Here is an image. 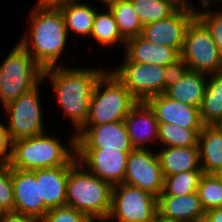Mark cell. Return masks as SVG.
I'll use <instances>...</instances> for the list:
<instances>
[{"label": "cell", "instance_id": "cell-1", "mask_svg": "<svg viewBox=\"0 0 222 222\" xmlns=\"http://www.w3.org/2000/svg\"><path fill=\"white\" fill-rule=\"evenodd\" d=\"M106 71L103 67L69 68L60 65L44 69L43 83L48 80L56 100L68 118L76 134L85 124L89 115L90 100L100 76ZM46 79V80H45Z\"/></svg>", "mask_w": 222, "mask_h": 222}, {"label": "cell", "instance_id": "cell-2", "mask_svg": "<svg viewBox=\"0 0 222 222\" xmlns=\"http://www.w3.org/2000/svg\"><path fill=\"white\" fill-rule=\"evenodd\" d=\"M29 15V27L18 43L43 69L62 65L69 36L60 8L35 2Z\"/></svg>", "mask_w": 222, "mask_h": 222}, {"label": "cell", "instance_id": "cell-3", "mask_svg": "<svg viewBox=\"0 0 222 222\" xmlns=\"http://www.w3.org/2000/svg\"><path fill=\"white\" fill-rule=\"evenodd\" d=\"M68 142L63 144L57 136L48 134L47 131L34 137L14 140L9 165L11 168L27 171L70 166L76 160L74 132Z\"/></svg>", "mask_w": 222, "mask_h": 222}, {"label": "cell", "instance_id": "cell-4", "mask_svg": "<svg viewBox=\"0 0 222 222\" xmlns=\"http://www.w3.org/2000/svg\"><path fill=\"white\" fill-rule=\"evenodd\" d=\"M113 186L90 173L76 159L69 166L66 205L95 222H105L111 210Z\"/></svg>", "mask_w": 222, "mask_h": 222}, {"label": "cell", "instance_id": "cell-5", "mask_svg": "<svg viewBox=\"0 0 222 222\" xmlns=\"http://www.w3.org/2000/svg\"><path fill=\"white\" fill-rule=\"evenodd\" d=\"M97 81L84 126H96L124 120L139 102L109 69Z\"/></svg>", "mask_w": 222, "mask_h": 222}, {"label": "cell", "instance_id": "cell-6", "mask_svg": "<svg viewBox=\"0 0 222 222\" xmlns=\"http://www.w3.org/2000/svg\"><path fill=\"white\" fill-rule=\"evenodd\" d=\"M0 64V103L4 108L43 82L44 69L17 42Z\"/></svg>", "mask_w": 222, "mask_h": 222}, {"label": "cell", "instance_id": "cell-7", "mask_svg": "<svg viewBox=\"0 0 222 222\" xmlns=\"http://www.w3.org/2000/svg\"><path fill=\"white\" fill-rule=\"evenodd\" d=\"M180 57L189 70L207 75L222 72V53L209 30L197 17L187 27Z\"/></svg>", "mask_w": 222, "mask_h": 222}, {"label": "cell", "instance_id": "cell-8", "mask_svg": "<svg viewBox=\"0 0 222 222\" xmlns=\"http://www.w3.org/2000/svg\"><path fill=\"white\" fill-rule=\"evenodd\" d=\"M40 85L42 86L43 83L41 82L2 108L8 119L6 127L12 141L34 137L46 132L47 127L43 117L45 114H43L44 110L40 99Z\"/></svg>", "mask_w": 222, "mask_h": 222}, {"label": "cell", "instance_id": "cell-9", "mask_svg": "<svg viewBox=\"0 0 222 222\" xmlns=\"http://www.w3.org/2000/svg\"><path fill=\"white\" fill-rule=\"evenodd\" d=\"M157 214V197L149 191L125 183L113 186L107 222H150Z\"/></svg>", "mask_w": 222, "mask_h": 222}, {"label": "cell", "instance_id": "cell-10", "mask_svg": "<svg viewBox=\"0 0 222 222\" xmlns=\"http://www.w3.org/2000/svg\"><path fill=\"white\" fill-rule=\"evenodd\" d=\"M111 71L139 102L163 93L164 66L132 62L124 55Z\"/></svg>", "mask_w": 222, "mask_h": 222}, {"label": "cell", "instance_id": "cell-11", "mask_svg": "<svg viewBox=\"0 0 222 222\" xmlns=\"http://www.w3.org/2000/svg\"><path fill=\"white\" fill-rule=\"evenodd\" d=\"M124 183L158 197L164 189V177L157 150L134 148L128 155Z\"/></svg>", "mask_w": 222, "mask_h": 222}, {"label": "cell", "instance_id": "cell-12", "mask_svg": "<svg viewBox=\"0 0 222 222\" xmlns=\"http://www.w3.org/2000/svg\"><path fill=\"white\" fill-rule=\"evenodd\" d=\"M195 17L196 8H179L166 19L143 25L140 36L154 44L172 47L180 54L187 27Z\"/></svg>", "mask_w": 222, "mask_h": 222}, {"label": "cell", "instance_id": "cell-13", "mask_svg": "<svg viewBox=\"0 0 222 222\" xmlns=\"http://www.w3.org/2000/svg\"><path fill=\"white\" fill-rule=\"evenodd\" d=\"M129 153L111 149H76V159L90 173L114 186L124 183Z\"/></svg>", "mask_w": 222, "mask_h": 222}, {"label": "cell", "instance_id": "cell-14", "mask_svg": "<svg viewBox=\"0 0 222 222\" xmlns=\"http://www.w3.org/2000/svg\"><path fill=\"white\" fill-rule=\"evenodd\" d=\"M76 149H111L131 152L129 134L124 121L96 126H83L76 133Z\"/></svg>", "mask_w": 222, "mask_h": 222}, {"label": "cell", "instance_id": "cell-15", "mask_svg": "<svg viewBox=\"0 0 222 222\" xmlns=\"http://www.w3.org/2000/svg\"><path fill=\"white\" fill-rule=\"evenodd\" d=\"M11 176L14 191V212L32 216L40 221L49 210L40 198L36 170L27 171L12 168Z\"/></svg>", "mask_w": 222, "mask_h": 222}, {"label": "cell", "instance_id": "cell-16", "mask_svg": "<svg viewBox=\"0 0 222 222\" xmlns=\"http://www.w3.org/2000/svg\"><path fill=\"white\" fill-rule=\"evenodd\" d=\"M145 103L154 112L159 124L169 123L193 130L203 127L198 107L173 100L164 93L148 98Z\"/></svg>", "mask_w": 222, "mask_h": 222}, {"label": "cell", "instance_id": "cell-17", "mask_svg": "<svg viewBox=\"0 0 222 222\" xmlns=\"http://www.w3.org/2000/svg\"><path fill=\"white\" fill-rule=\"evenodd\" d=\"M123 121L133 148L146 149L149 147L147 143L152 141L158 145L159 123L145 102H138Z\"/></svg>", "mask_w": 222, "mask_h": 222}, {"label": "cell", "instance_id": "cell-18", "mask_svg": "<svg viewBox=\"0 0 222 222\" xmlns=\"http://www.w3.org/2000/svg\"><path fill=\"white\" fill-rule=\"evenodd\" d=\"M158 214L174 222H203L205 210L198 192L185 196H158Z\"/></svg>", "mask_w": 222, "mask_h": 222}, {"label": "cell", "instance_id": "cell-19", "mask_svg": "<svg viewBox=\"0 0 222 222\" xmlns=\"http://www.w3.org/2000/svg\"><path fill=\"white\" fill-rule=\"evenodd\" d=\"M68 175L69 166L36 170L40 198L48 210L66 205Z\"/></svg>", "mask_w": 222, "mask_h": 222}, {"label": "cell", "instance_id": "cell-20", "mask_svg": "<svg viewBox=\"0 0 222 222\" xmlns=\"http://www.w3.org/2000/svg\"><path fill=\"white\" fill-rule=\"evenodd\" d=\"M124 55L132 62L167 66L180 57L172 47L154 44L140 35L127 39Z\"/></svg>", "mask_w": 222, "mask_h": 222}, {"label": "cell", "instance_id": "cell-21", "mask_svg": "<svg viewBox=\"0 0 222 222\" xmlns=\"http://www.w3.org/2000/svg\"><path fill=\"white\" fill-rule=\"evenodd\" d=\"M157 151L163 177L187 171H202L198 146L161 147Z\"/></svg>", "mask_w": 222, "mask_h": 222}, {"label": "cell", "instance_id": "cell-22", "mask_svg": "<svg viewBox=\"0 0 222 222\" xmlns=\"http://www.w3.org/2000/svg\"><path fill=\"white\" fill-rule=\"evenodd\" d=\"M57 6L63 14L68 35L73 32L80 39L81 37L82 39H89L93 28V20L99 8L97 9L80 0L64 1L57 4Z\"/></svg>", "mask_w": 222, "mask_h": 222}, {"label": "cell", "instance_id": "cell-23", "mask_svg": "<svg viewBox=\"0 0 222 222\" xmlns=\"http://www.w3.org/2000/svg\"><path fill=\"white\" fill-rule=\"evenodd\" d=\"M207 78V74L188 69L179 81L165 90L164 94L173 100L200 109L205 94Z\"/></svg>", "mask_w": 222, "mask_h": 222}, {"label": "cell", "instance_id": "cell-24", "mask_svg": "<svg viewBox=\"0 0 222 222\" xmlns=\"http://www.w3.org/2000/svg\"><path fill=\"white\" fill-rule=\"evenodd\" d=\"M198 148L203 173L215 174L222 168V133L214 125H203L198 137Z\"/></svg>", "mask_w": 222, "mask_h": 222}, {"label": "cell", "instance_id": "cell-25", "mask_svg": "<svg viewBox=\"0 0 222 222\" xmlns=\"http://www.w3.org/2000/svg\"><path fill=\"white\" fill-rule=\"evenodd\" d=\"M199 111L203 125H214L222 118V72L208 75Z\"/></svg>", "mask_w": 222, "mask_h": 222}, {"label": "cell", "instance_id": "cell-26", "mask_svg": "<svg viewBox=\"0 0 222 222\" xmlns=\"http://www.w3.org/2000/svg\"><path fill=\"white\" fill-rule=\"evenodd\" d=\"M105 7L106 12L96 11L90 39L105 49L117 44L125 47L126 40L119 32L113 13L107 6Z\"/></svg>", "mask_w": 222, "mask_h": 222}, {"label": "cell", "instance_id": "cell-27", "mask_svg": "<svg viewBox=\"0 0 222 222\" xmlns=\"http://www.w3.org/2000/svg\"><path fill=\"white\" fill-rule=\"evenodd\" d=\"M105 5L112 11L119 32L125 40L141 34L143 25L130 0H111Z\"/></svg>", "mask_w": 222, "mask_h": 222}, {"label": "cell", "instance_id": "cell-28", "mask_svg": "<svg viewBox=\"0 0 222 222\" xmlns=\"http://www.w3.org/2000/svg\"><path fill=\"white\" fill-rule=\"evenodd\" d=\"M201 130L186 129L177 125L163 123L158 125V146L191 147L198 146Z\"/></svg>", "mask_w": 222, "mask_h": 222}, {"label": "cell", "instance_id": "cell-29", "mask_svg": "<svg viewBox=\"0 0 222 222\" xmlns=\"http://www.w3.org/2000/svg\"><path fill=\"white\" fill-rule=\"evenodd\" d=\"M142 25L163 20L174 14L179 7L170 0H130Z\"/></svg>", "mask_w": 222, "mask_h": 222}, {"label": "cell", "instance_id": "cell-30", "mask_svg": "<svg viewBox=\"0 0 222 222\" xmlns=\"http://www.w3.org/2000/svg\"><path fill=\"white\" fill-rule=\"evenodd\" d=\"M202 171H187L164 178V189L159 196H185L197 192Z\"/></svg>", "mask_w": 222, "mask_h": 222}, {"label": "cell", "instance_id": "cell-31", "mask_svg": "<svg viewBox=\"0 0 222 222\" xmlns=\"http://www.w3.org/2000/svg\"><path fill=\"white\" fill-rule=\"evenodd\" d=\"M197 192L205 212L222 207V182L214 174H202Z\"/></svg>", "mask_w": 222, "mask_h": 222}, {"label": "cell", "instance_id": "cell-32", "mask_svg": "<svg viewBox=\"0 0 222 222\" xmlns=\"http://www.w3.org/2000/svg\"><path fill=\"white\" fill-rule=\"evenodd\" d=\"M199 6L202 9L199 10V8L196 7V17L209 30L212 38L222 53V9H220V11L219 9L211 10L212 3H202L199 4ZM208 7L210 9H208Z\"/></svg>", "mask_w": 222, "mask_h": 222}, {"label": "cell", "instance_id": "cell-33", "mask_svg": "<svg viewBox=\"0 0 222 222\" xmlns=\"http://www.w3.org/2000/svg\"><path fill=\"white\" fill-rule=\"evenodd\" d=\"M12 168L7 163H0V206L8 211H14V191L11 176Z\"/></svg>", "mask_w": 222, "mask_h": 222}, {"label": "cell", "instance_id": "cell-34", "mask_svg": "<svg viewBox=\"0 0 222 222\" xmlns=\"http://www.w3.org/2000/svg\"><path fill=\"white\" fill-rule=\"evenodd\" d=\"M40 222H95L89 216L80 213L70 206L50 209Z\"/></svg>", "mask_w": 222, "mask_h": 222}, {"label": "cell", "instance_id": "cell-35", "mask_svg": "<svg viewBox=\"0 0 222 222\" xmlns=\"http://www.w3.org/2000/svg\"><path fill=\"white\" fill-rule=\"evenodd\" d=\"M188 66L184 62V60L179 57L173 63L165 66V75L163 80V93L170 86L174 85L177 81H179L182 76L187 72Z\"/></svg>", "mask_w": 222, "mask_h": 222}, {"label": "cell", "instance_id": "cell-36", "mask_svg": "<svg viewBox=\"0 0 222 222\" xmlns=\"http://www.w3.org/2000/svg\"><path fill=\"white\" fill-rule=\"evenodd\" d=\"M12 153V140L7 131L6 123L0 120V163H7Z\"/></svg>", "mask_w": 222, "mask_h": 222}, {"label": "cell", "instance_id": "cell-37", "mask_svg": "<svg viewBox=\"0 0 222 222\" xmlns=\"http://www.w3.org/2000/svg\"><path fill=\"white\" fill-rule=\"evenodd\" d=\"M0 222H40L38 219L24 215L22 213H17L14 211H8L4 214Z\"/></svg>", "mask_w": 222, "mask_h": 222}, {"label": "cell", "instance_id": "cell-38", "mask_svg": "<svg viewBox=\"0 0 222 222\" xmlns=\"http://www.w3.org/2000/svg\"><path fill=\"white\" fill-rule=\"evenodd\" d=\"M203 222H222V207L207 210Z\"/></svg>", "mask_w": 222, "mask_h": 222}, {"label": "cell", "instance_id": "cell-39", "mask_svg": "<svg viewBox=\"0 0 222 222\" xmlns=\"http://www.w3.org/2000/svg\"><path fill=\"white\" fill-rule=\"evenodd\" d=\"M171 2H173L174 4H176L179 8H196L198 7L195 6V4H193V1L190 0H170Z\"/></svg>", "mask_w": 222, "mask_h": 222}, {"label": "cell", "instance_id": "cell-40", "mask_svg": "<svg viewBox=\"0 0 222 222\" xmlns=\"http://www.w3.org/2000/svg\"><path fill=\"white\" fill-rule=\"evenodd\" d=\"M64 1H71V0H37L36 2H39L42 4L57 5Z\"/></svg>", "mask_w": 222, "mask_h": 222}, {"label": "cell", "instance_id": "cell-41", "mask_svg": "<svg viewBox=\"0 0 222 222\" xmlns=\"http://www.w3.org/2000/svg\"><path fill=\"white\" fill-rule=\"evenodd\" d=\"M150 222H174V221H170L166 218L161 217L159 214H157Z\"/></svg>", "mask_w": 222, "mask_h": 222}, {"label": "cell", "instance_id": "cell-42", "mask_svg": "<svg viewBox=\"0 0 222 222\" xmlns=\"http://www.w3.org/2000/svg\"><path fill=\"white\" fill-rule=\"evenodd\" d=\"M214 126L222 133V118Z\"/></svg>", "mask_w": 222, "mask_h": 222}, {"label": "cell", "instance_id": "cell-43", "mask_svg": "<svg viewBox=\"0 0 222 222\" xmlns=\"http://www.w3.org/2000/svg\"><path fill=\"white\" fill-rule=\"evenodd\" d=\"M222 182V168L214 174Z\"/></svg>", "mask_w": 222, "mask_h": 222}, {"label": "cell", "instance_id": "cell-44", "mask_svg": "<svg viewBox=\"0 0 222 222\" xmlns=\"http://www.w3.org/2000/svg\"><path fill=\"white\" fill-rule=\"evenodd\" d=\"M218 0H200L199 4H202V3H216Z\"/></svg>", "mask_w": 222, "mask_h": 222}, {"label": "cell", "instance_id": "cell-45", "mask_svg": "<svg viewBox=\"0 0 222 222\" xmlns=\"http://www.w3.org/2000/svg\"><path fill=\"white\" fill-rule=\"evenodd\" d=\"M7 211L4 210L1 206H0V220L2 219V217L4 216V214L6 213Z\"/></svg>", "mask_w": 222, "mask_h": 222}, {"label": "cell", "instance_id": "cell-46", "mask_svg": "<svg viewBox=\"0 0 222 222\" xmlns=\"http://www.w3.org/2000/svg\"><path fill=\"white\" fill-rule=\"evenodd\" d=\"M109 1H111V0H97V2L102 3L104 6H105V4H107Z\"/></svg>", "mask_w": 222, "mask_h": 222}]
</instances>
